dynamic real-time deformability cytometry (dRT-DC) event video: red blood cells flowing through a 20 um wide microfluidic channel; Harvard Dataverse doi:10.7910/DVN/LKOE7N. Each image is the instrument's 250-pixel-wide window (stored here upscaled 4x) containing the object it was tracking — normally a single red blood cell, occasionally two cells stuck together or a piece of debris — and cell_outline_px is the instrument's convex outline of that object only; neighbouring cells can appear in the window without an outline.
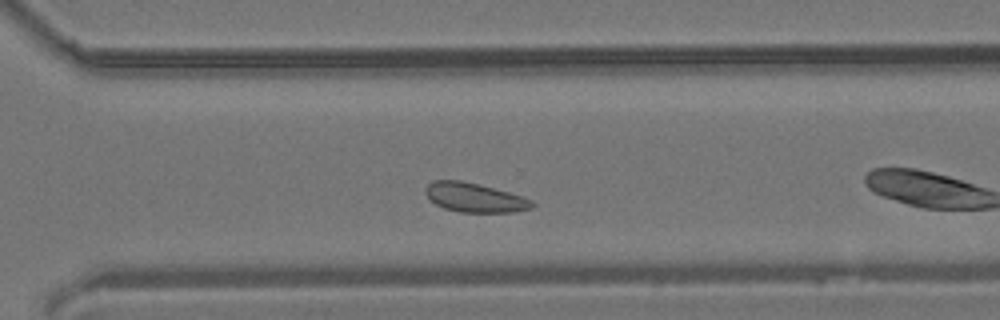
{"species": "common noctule bat (a hibernating species)", "species_latin": "Nyctalus noctula", "temperature_condition": "room temperature", "stored_images_in_passage": 34, "camera_frame_rate_fps": 3000, "um_per_image_px": 0.085, "animal": {"sex": "male", "body_mass_g": 19.2, "forearm_length_mm": 51.8}, "frame": {"image": 1, "passage_image": 20, "time_ms": 6.333, "image_size_px": [1000, 320], "cell_outline_px": [[536, 204], [532, 208], [516, 212], [460, 212], [444, 208], [428, 200], [424, 192], [424, 188], [428, 184], [436, 180], [460, 180], [508, 192], [532, 200]], "centroid_in_image_um": [40.31, 16.8], "position_along_channel_um": 330.3, "area_um2": 18.09}}